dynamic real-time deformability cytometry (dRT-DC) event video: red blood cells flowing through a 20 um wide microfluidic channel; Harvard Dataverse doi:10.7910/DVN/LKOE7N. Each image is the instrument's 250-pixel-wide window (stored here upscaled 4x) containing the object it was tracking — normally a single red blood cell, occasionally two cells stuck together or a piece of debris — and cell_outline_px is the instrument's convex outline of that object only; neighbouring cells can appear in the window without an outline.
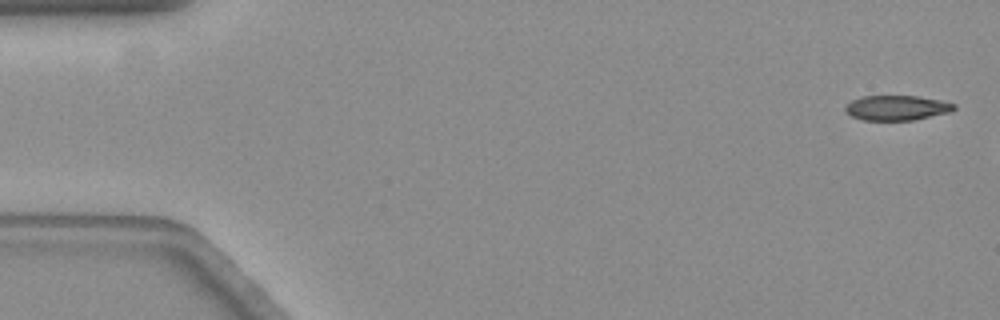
{"species": "common noctule bat (a hibernating species)", "species_latin": "Nyctalus noctula", "temperature_condition": "warm", "stored_images_in_passage": 11, "camera_frame_rate_fps": 3000, "um_per_image_px": 0.085, "animal": {"sex": "female", "body_mass_g": 19.3, "forearm_length_mm": 54.1}, "frame": {"image": 1, "passage_image": 1, "time_ms": 0.0, "image_size_px": [1000, 320], "cell_outline_px": [[956, 108], [948, 112], [912, 120], [864, 120], [852, 116], [844, 108], [852, 100], [860, 96], [920, 96], [940, 100], [956, 104]], "centroid_in_image_um": [76.23, 9.15], "position_along_channel_um": 8.8, "area_um2": 15.61}}